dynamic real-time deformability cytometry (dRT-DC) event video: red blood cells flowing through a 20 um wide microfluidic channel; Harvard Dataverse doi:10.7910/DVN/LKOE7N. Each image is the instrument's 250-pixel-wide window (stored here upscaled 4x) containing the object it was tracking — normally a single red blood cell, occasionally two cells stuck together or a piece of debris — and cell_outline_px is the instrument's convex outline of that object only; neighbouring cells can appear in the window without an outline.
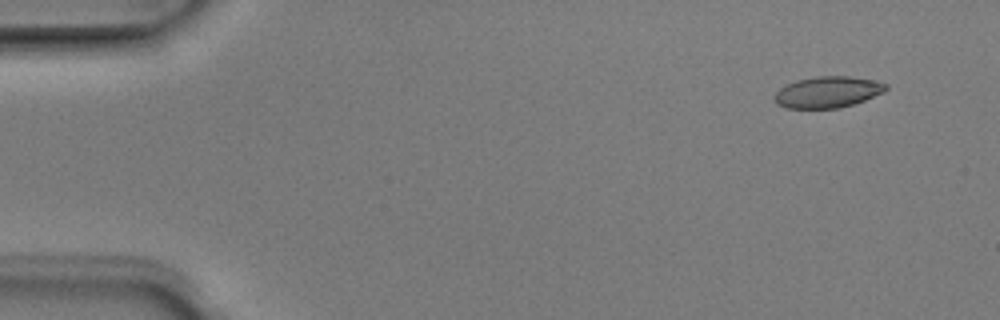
{"species": "Egyptian fruit bat (a non-hibernating species)", "species_latin": "Rousettus aegyptiacus", "temperature_condition": "room temperature", "stored_images_in_passage": 4, "camera_frame_rate_fps": 3000, "um_per_image_px": 0.085, "animal": {"sex": "male"}, "frame": {"image": 1, "passage_image": 1, "time_ms": 0.0, "image_size_px": [1000, 320], "cell_outline_px": [[888, 88], [884, 92], [864, 100], [840, 108], [784, 108], [776, 104], [772, 96], [780, 88], [796, 80], [816, 76], [848, 76], [872, 80], [888, 84]], "centroid_in_image_um": [70.32, 7.83], "position_along_channel_um": 14.7, "area_um2": 20.35}}
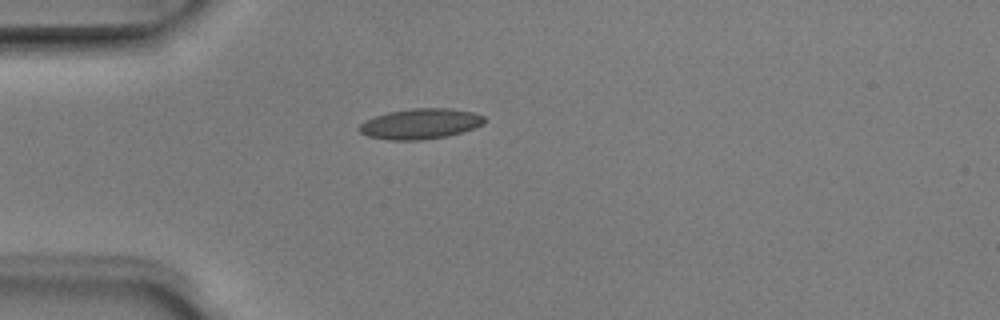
{"frame": {"image": 2, "passage_image": 4, "time_ms": 1.0, "image_size_px": [1000, 320], "cell_outline_px": [[484, 124], [448, 136], [424, 140], [388, 140], [368, 136], [360, 132], [356, 128], [364, 120], [388, 112], [412, 108], [448, 108], [472, 112], [484, 116]], "centroid_in_image_um": [35.69, 10.53], "position_along_channel_um": 49.3, "area_um2": 22.2}}